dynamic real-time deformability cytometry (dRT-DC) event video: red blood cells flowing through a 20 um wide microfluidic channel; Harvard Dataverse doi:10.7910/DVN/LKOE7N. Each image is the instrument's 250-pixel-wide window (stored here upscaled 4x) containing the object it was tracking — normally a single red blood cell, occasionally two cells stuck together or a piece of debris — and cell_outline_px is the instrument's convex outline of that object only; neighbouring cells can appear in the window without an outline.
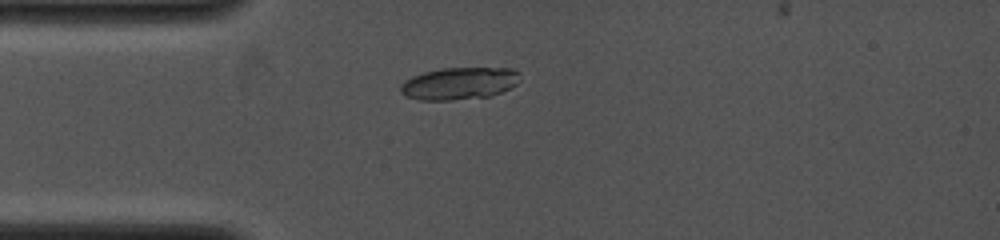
{"species": "common noctule bat (a hibernating species)", "species_latin": "Nyctalus noctula", "temperature_condition": "cold", "stored_images_in_passage": 17, "camera_frame_rate_fps": 4000, "um_per_image_px": 0.085, "animal": {"sex": "female", "body_mass_g": 19.0, "forearm_length_mm": 53.3}, "frame": {"image": 1, "passage_image": 1, "time_ms": 0.0, "image_size_px": [1000, 240], "cell_outline_px": [[520, 80], [516, 84], [500, 92], [488, 96], [452, 100], [420, 100], [404, 96], [400, 92], [400, 84], [404, 80], [412, 76], [424, 72], [440, 68], [512, 68], [520, 72]], "centroid_in_image_um": [39.0, 7.08], "position_along_channel_um": 46.0, "area_um2": 22.54}}
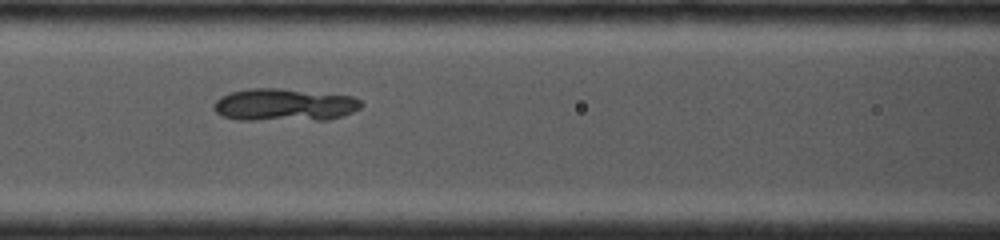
{"frame": {"image": 2, "passage_image": 8, "time_ms": 2.5, "image_size_px": [1000, 240], "cell_outline_px": [[364, 104], [360, 108], [352, 112], [328, 120], [236, 120], [220, 116], [212, 108], [212, 104], [220, 96], [232, 92], [248, 88], [280, 88], [352, 96], [360, 100]], "centroid_in_image_um": [24.12, 8.92], "position_along_channel_um": 142.5, "area_um2": 28.26}}
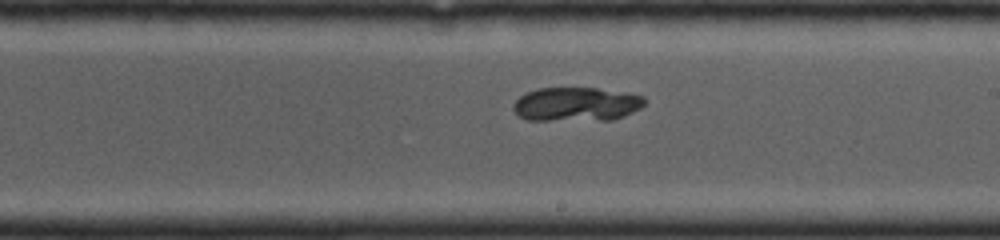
{"frame": {"image": 3, "passage_image": 15, "time_ms": 4.75, "image_size_px": [1000, 240], "cell_outline_px": [[644, 104], [640, 108], [624, 116], [612, 120], [528, 120], [520, 116], [512, 108], [512, 104], [520, 96], [528, 92], [540, 88], [596, 88], [624, 92], [644, 96]], "centroid_in_image_um": [48.99, 8.86], "position_along_channel_um": 240.0, "area_um2": 25.95}}